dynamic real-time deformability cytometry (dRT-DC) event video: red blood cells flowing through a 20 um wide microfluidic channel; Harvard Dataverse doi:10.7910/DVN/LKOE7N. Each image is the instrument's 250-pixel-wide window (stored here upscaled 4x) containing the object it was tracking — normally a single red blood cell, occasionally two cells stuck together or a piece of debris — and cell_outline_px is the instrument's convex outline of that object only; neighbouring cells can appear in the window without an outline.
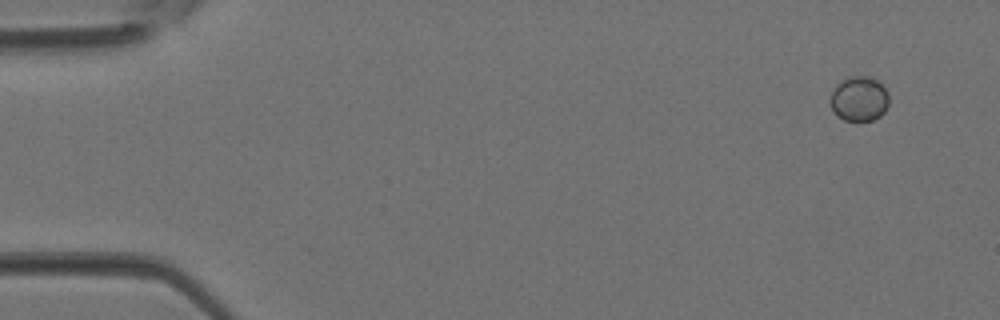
{"species": "Egyptian fruit bat (a non-hibernating species)", "species_latin": "Rousettus aegyptiacus", "temperature_condition": "room temperature", "stored_images_in_passage": 5, "camera_frame_rate_fps": 3000, "um_per_image_px": 0.085, "animal": {"sex": "female"}, "frame": {"image": 1, "passage_image": 1, "time_ms": 0.0, "image_size_px": [1000, 320], "cell_outline_px": [[888, 104], [884, 112], [880, 116], [872, 120], [844, 120], [836, 116], [832, 108], [832, 92], [836, 84], [840, 80], [848, 76], [872, 76], [888, 92]], "centroid_in_image_um": [73.03, 8.38], "position_along_channel_um": 12.0, "area_um2": 15.26}}
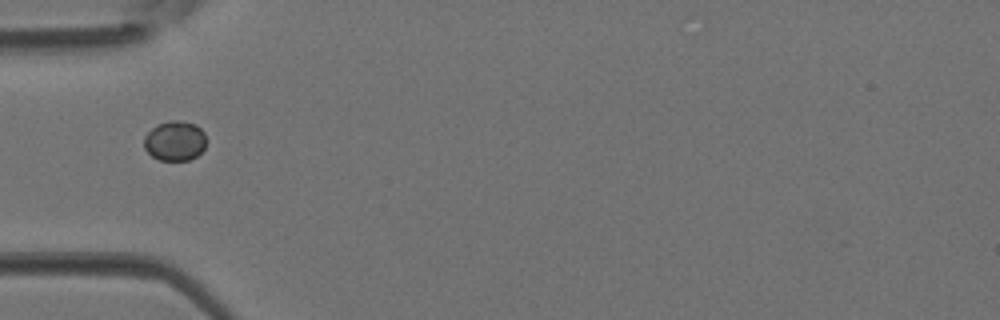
{"frame": {"image": 2, "passage_image": 4, "time_ms": 1.0, "image_size_px": [1000, 320], "cell_outline_px": [[204, 148], [196, 156], [188, 160], [160, 160], [152, 156], [144, 148], [144, 136], [156, 124], [168, 120], [176, 120], [196, 124], [204, 132]], "centroid_in_image_um": [14.83, 11.96], "position_along_channel_um": 70.2, "area_um2": 14.39}}
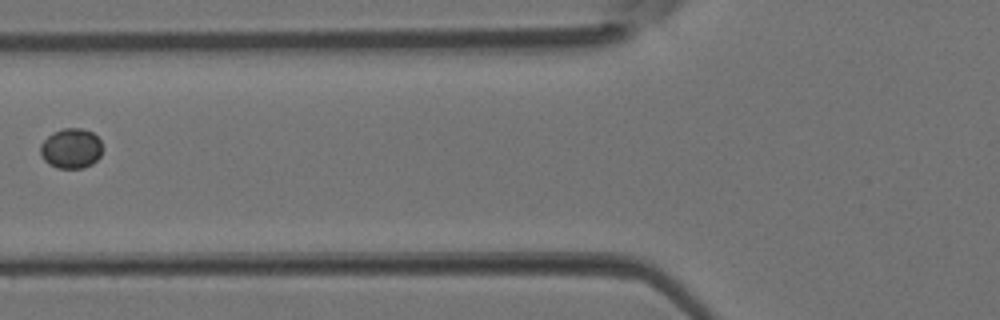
{"frame": {"image": 3, "passage_image": 5, "time_ms": 1.333, "image_size_px": [1000, 320], "cell_outline_px": [[100, 156], [92, 164], [84, 168], [56, 168], [48, 164], [40, 156], [40, 144], [52, 132], [64, 128], [80, 128], [92, 132], [100, 140]], "centroid_in_image_um": [6.0, 12.62], "position_along_channel_um": 119.8, "area_um2": 14.51}}